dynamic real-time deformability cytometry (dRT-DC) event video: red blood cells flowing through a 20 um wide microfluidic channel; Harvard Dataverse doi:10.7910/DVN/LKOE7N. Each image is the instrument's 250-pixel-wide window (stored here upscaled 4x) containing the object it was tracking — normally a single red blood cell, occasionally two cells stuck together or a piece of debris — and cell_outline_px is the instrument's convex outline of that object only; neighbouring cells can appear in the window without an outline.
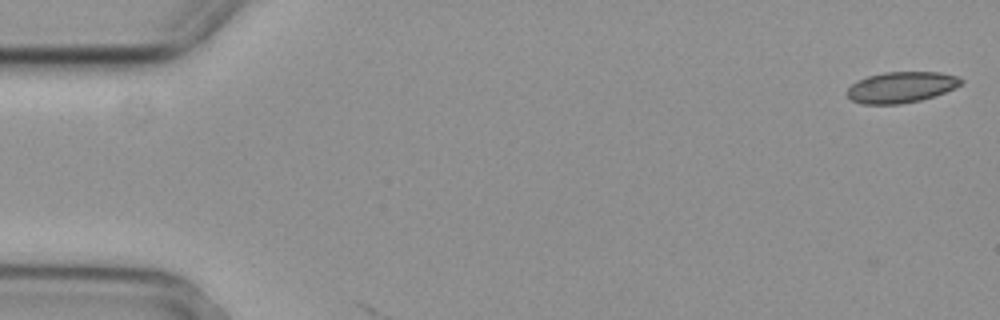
{"species": "common noctule bat (a hibernating species)", "species_latin": "Nyctalus noctula", "temperature_condition": "cold", "stored_images_in_passage": 2, "camera_frame_rate_fps": 3000, "um_per_image_px": 0.085, "animal": {"sex": "female", "body_mass_g": 29.2, "forearm_length_mm": 56.3}, "frame": {"image": 1, "passage_image": 1, "time_ms": 0.0, "image_size_px": [1000, 320], "cell_outline_px": [[964, 84], [956, 88], [920, 100], [900, 104], [864, 104], [852, 100], [848, 96], [848, 88], [856, 80], [868, 76], [884, 72], [940, 72], [960, 76], [964, 80]], "centroid_in_image_um": [76.65, 7.4], "position_along_channel_um": 8.4, "area_um2": 20.63}}